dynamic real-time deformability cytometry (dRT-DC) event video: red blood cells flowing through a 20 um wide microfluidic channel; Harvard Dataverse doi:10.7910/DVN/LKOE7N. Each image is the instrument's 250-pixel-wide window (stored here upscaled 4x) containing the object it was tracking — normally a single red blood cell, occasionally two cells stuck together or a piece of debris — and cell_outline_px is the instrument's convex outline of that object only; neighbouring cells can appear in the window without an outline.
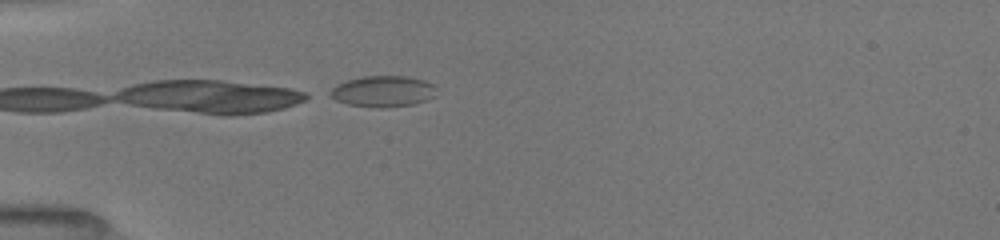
{"species": "common noctule bat (a hibernating species)", "species_latin": "Nyctalus noctula", "temperature_condition": "room temperature", "stored_images_in_passage": 3, "camera_frame_rate_fps": 3000, "um_per_image_px": 0.085, "animal": {"sex": "female", "body_mass_g": 19.5, "forearm_length_mm": 54.1}, "frame": {"image": 1, "passage_image": 3, "time_ms": 0.667, "image_size_px": [1000, 240], "cell_outline_px": [[436, 96], [428, 100], [412, 104], [380, 108], [376, 108], [348, 104], [336, 100], [328, 96], [328, 92], [336, 84], [360, 76], [408, 76], [424, 80], [432, 84]], "centroid_in_image_um": [32.52, 7.76], "position_along_channel_um": 52.5, "area_um2": 19.36}}